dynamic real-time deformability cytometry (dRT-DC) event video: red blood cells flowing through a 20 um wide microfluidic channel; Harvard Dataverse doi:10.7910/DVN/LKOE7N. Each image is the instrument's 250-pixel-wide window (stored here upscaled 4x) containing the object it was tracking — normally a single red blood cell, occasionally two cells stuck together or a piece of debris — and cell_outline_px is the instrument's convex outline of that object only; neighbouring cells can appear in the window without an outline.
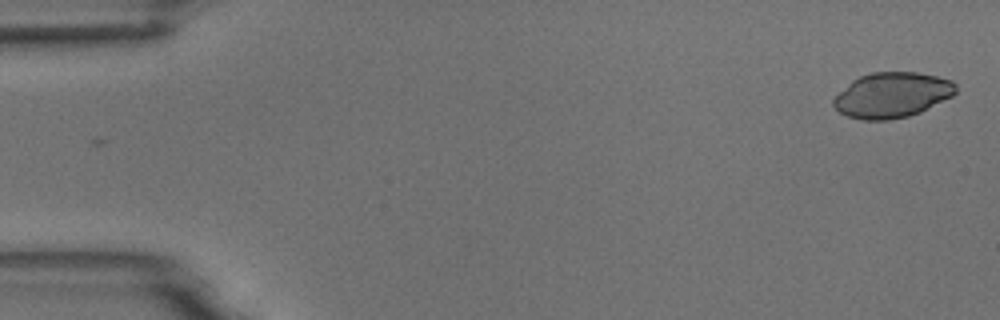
{"species": "common noctule bat (a hibernating species)", "species_latin": "Nyctalus noctula", "temperature_condition": "room temperature", "stored_images_in_passage": 54, "camera_frame_rate_fps": 3000, "um_per_image_px": 0.085, "animal": {"sex": "male", "body_mass_g": 18.8}, "frame": {"image": 1, "passage_image": 1, "time_ms": 0.0, "image_size_px": [1000, 320], "cell_outline_px": [[956, 92], [952, 96], [920, 112], [908, 116], [888, 120], [864, 120], [848, 116], [840, 112], [832, 104], [832, 100], [852, 80], [860, 76], [872, 72], [916, 72], [936, 76], [952, 80], [956, 84]], "centroid_in_image_um": [75.83, 8.07], "position_along_channel_um": 9.2, "area_um2": 32.08}}